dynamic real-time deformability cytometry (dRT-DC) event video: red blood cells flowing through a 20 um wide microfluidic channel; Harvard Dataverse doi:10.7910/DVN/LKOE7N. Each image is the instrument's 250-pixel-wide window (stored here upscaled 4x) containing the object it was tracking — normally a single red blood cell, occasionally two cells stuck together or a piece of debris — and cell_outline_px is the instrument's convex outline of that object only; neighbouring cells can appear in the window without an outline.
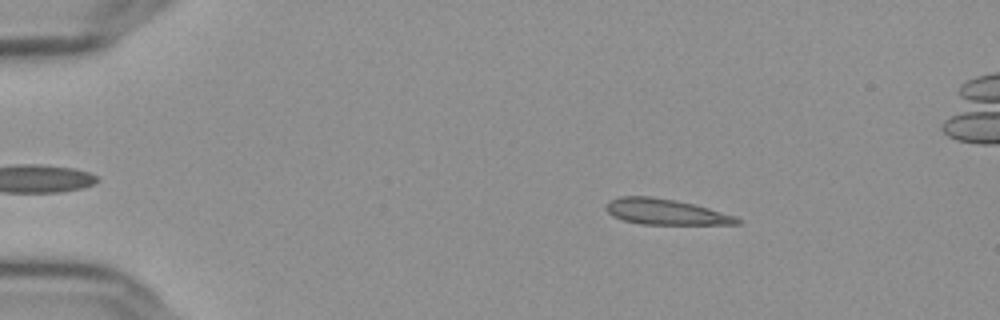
{"species": "Egyptian fruit bat (a non-hibernating species)", "species_latin": "Rousettus aegyptiacus", "temperature_condition": "cold", "stored_images_in_passage": 56, "segment_of_instrument_passage": [1, 2], "camera_frame_rate_fps": 3000, "um_per_image_px": 0.085, "frame": {"image": 1, "passage_image": 9, "time_ms": 2.667, "image_size_px": [1000, 320], "cell_outline_px": [[744, 220], [740, 224], [640, 224], [624, 220], [612, 216], [604, 208], [612, 200], [620, 196], [648, 196], [672, 200], [692, 204], [708, 208], [736, 216]], "centroid_in_image_um": [56.59, 18.02], "position_along_channel_um": 28.4, "area_um2": 19.36}}
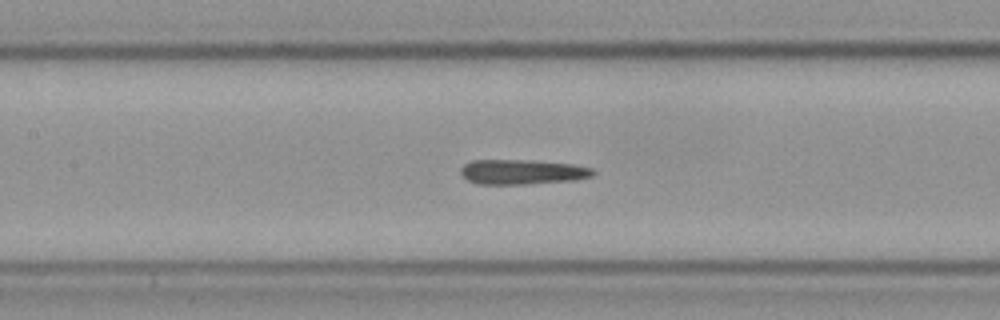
{"frame": {"image": 2, "passage_image": 26, "time_ms": 8.333, "image_size_px": [1000, 320], "cell_outline_px": [[596, 172], [592, 176], [576, 180], [524, 184], [476, 184], [468, 180], [460, 172], [460, 168], [464, 164], [472, 160], [532, 160], [572, 164], [592, 168]], "centroid_in_image_um": [44.39, 14.61], "position_along_channel_um": 163.0, "area_um2": 19.25}}
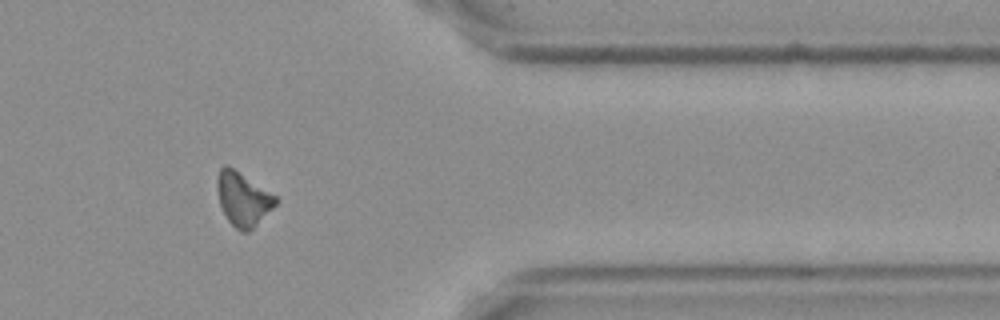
{"frame": {"image": 3, "passage_image": 46, "time_ms": 15.0, "image_size_px": [1000, 320], "cell_outline_px": [[280, 200], [248, 232], [240, 232], [228, 220], [220, 204], [216, 180], [220, 168], [224, 164], [228, 164], [276, 196]], "centroid_in_image_um": [20.64, 16.89], "position_along_channel_um": 390.8, "area_um2": 18.03}}